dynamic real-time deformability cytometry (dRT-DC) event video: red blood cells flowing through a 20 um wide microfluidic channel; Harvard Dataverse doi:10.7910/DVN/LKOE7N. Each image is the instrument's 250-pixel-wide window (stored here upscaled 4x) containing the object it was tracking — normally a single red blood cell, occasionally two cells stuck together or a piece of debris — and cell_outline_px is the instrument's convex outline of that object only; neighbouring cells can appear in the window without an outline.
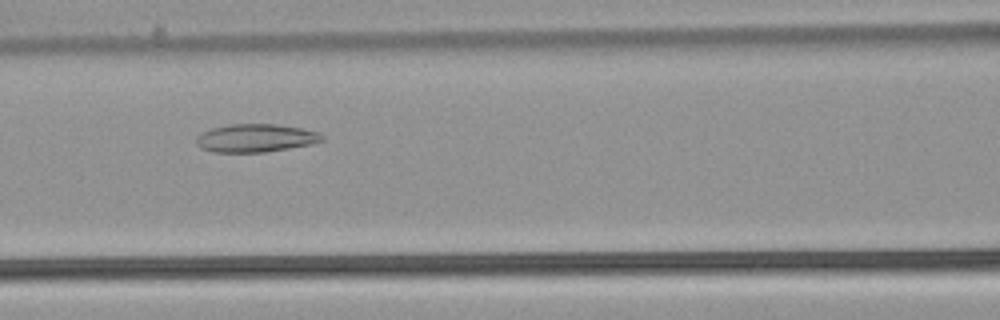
{"species": "common noctule bat (a hibernating species)", "species_latin": "Nyctalus noctula", "temperature_condition": "warm", "stored_images_in_passage": 31, "camera_frame_rate_fps": 3000, "um_per_image_px": 0.085, "animal": {"sex": "male", "body_mass_g": 21.5, "forearm_length_mm": 52.0}, "frame": {"image": 1, "passage_image": 7, "time_ms": 2.0, "image_size_px": [1000, 320], "cell_outline_px": [[324, 140], [312, 144], [264, 152], [212, 152], [200, 148], [196, 144], [196, 136], [200, 132], [212, 128], [228, 124], [276, 124], [300, 128], [320, 132], [324, 136]], "centroid_in_image_um": [21.7, 11.73], "position_along_channel_um": 144.9, "area_um2": 20.75}}
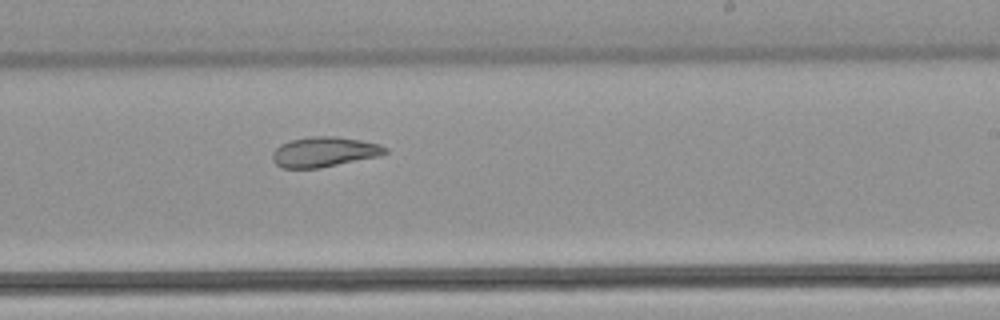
{"frame": {"image": 2, "passage_image": 16, "time_ms": 5.0, "image_size_px": [1000, 320], "cell_outline_px": [[388, 152], [380, 156], [320, 168], [284, 168], [276, 164], [272, 160], [272, 152], [280, 144], [292, 140], [312, 136], [336, 136], [360, 140], [380, 144], [388, 148]], "centroid_in_image_um": [27.58, 12.91], "position_along_channel_um": 261.4, "area_um2": 19.83}}
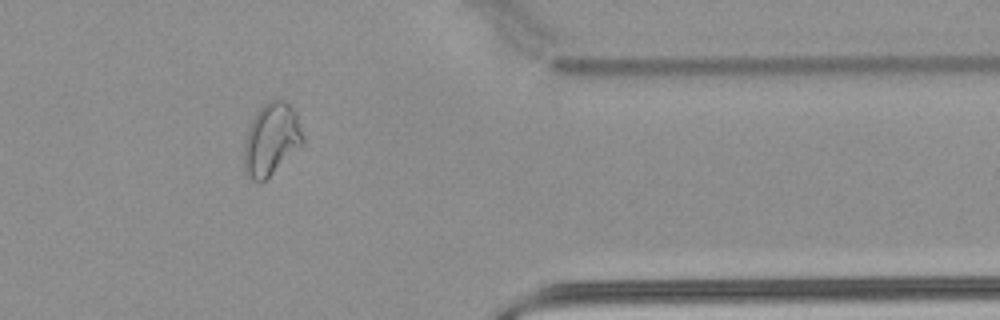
{"frame": {"image": 3, "passage_image": 27, "time_ms": 8.667, "image_size_px": [1000, 320], "cell_outline_px": [[304, 144], [260, 184], [252, 180], [244, 172], [244, 140], [248, 128], [256, 112], [264, 104], [272, 100], [284, 100], [296, 112], [304, 136]], "centroid_in_image_um": [23.06, 11.86], "position_along_channel_um": 388.3, "area_um2": 24.85}, "authors_computed_cell_mechanics": {"area_um2": 20.7502, "velocity_mm_per_s": 3.9004, "shape_relaxation_time_tau1_ms": null, "shape_relaxation_time_tau2_ms": 3.643, "deformation_change_tau1": null, "deformation_change_tau2": 0.1037}}